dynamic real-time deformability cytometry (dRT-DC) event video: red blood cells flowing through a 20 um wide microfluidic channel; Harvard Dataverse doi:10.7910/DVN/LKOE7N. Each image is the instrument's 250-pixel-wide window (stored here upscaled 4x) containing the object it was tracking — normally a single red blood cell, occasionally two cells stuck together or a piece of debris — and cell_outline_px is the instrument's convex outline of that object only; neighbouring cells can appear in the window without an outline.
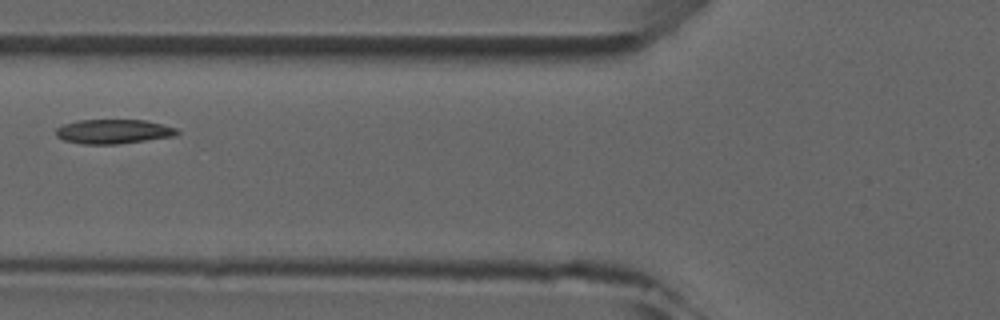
{"species": "common noctule bat (a hibernating species)", "species_latin": "Nyctalus noctula", "temperature_condition": "room temperature", "stored_images_in_passage": 2, "camera_frame_rate_fps": 3000, "um_per_image_px": 0.085, "animal": {"sex": "male", "forearm_length_mm": 52.5}, "frame": {"image": 1, "passage_image": 2, "time_ms": 1.333, "image_size_px": [1000, 320], "cell_outline_px": [[180, 132], [176, 136], [116, 144], [84, 144], [64, 140], [56, 136], [56, 128], [64, 124], [76, 120], [144, 120], [164, 124], [176, 128]], "centroid_in_image_um": [9.65, 11.17], "position_along_channel_um": 116.1, "area_um2": 17.22}}